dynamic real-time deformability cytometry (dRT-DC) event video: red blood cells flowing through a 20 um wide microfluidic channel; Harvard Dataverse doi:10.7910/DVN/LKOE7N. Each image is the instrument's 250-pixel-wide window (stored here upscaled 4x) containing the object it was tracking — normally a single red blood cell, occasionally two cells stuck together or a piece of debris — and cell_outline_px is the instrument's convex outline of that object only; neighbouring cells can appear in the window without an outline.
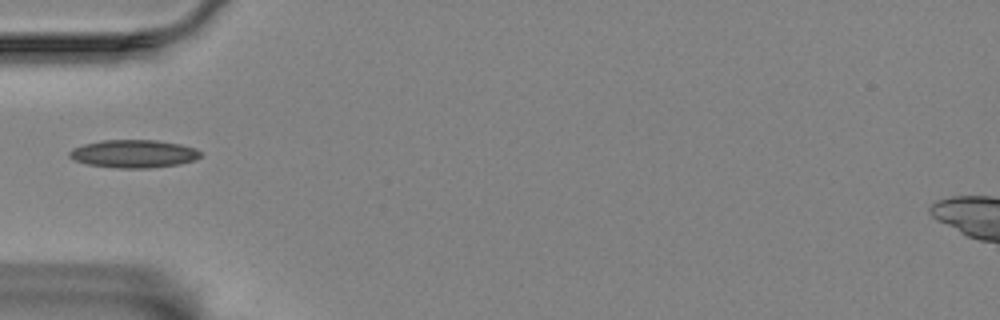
{"species": "Egyptian fruit bat (a non-hibernating species)", "species_latin": "Rousettus aegyptiacus", "temperature_condition": "room temperature", "stored_images_in_passage": 17, "camera_frame_rate_fps": 3000, "um_per_image_px": 0.085, "animal": {"sex": "female"}, "frame": {"image": 1, "passage_image": 1, "time_ms": 0.0, "image_size_px": [1000, 320], "cell_outline_px": [[200, 156], [196, 160], [176, 164], [148, 168], [116, 168], [88, 164], [76, 160], [68, 156], [68, 152], [72, 148], [84, 144], [100, 140], [156, 140], [180, 144], [196, 148], [200, 152]], "centroid_in_image_um": [11.35, 13.06], "position_along_channel_um": 73.7, "area_um2": 21.27}}
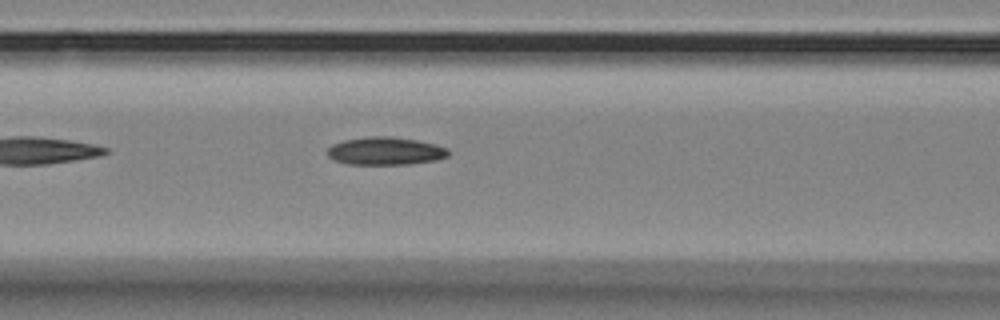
{"frame": {"image": 2, "passage_image": 6, "time_ms": 1.667, "image_size_px": [1000, 320], "cell_outline_px": [[448, 156], [436, 160], [408, 164], [348, 164], [336, 160], [328, 156], [328, 148], [332, 144], [344, 140], [368, 136], [392, 136], [416, 140], [436, 144], [448, 148]], "centroid_in_image_um": [32.77, 12.83], "position_along_channel_um": 133.8, "area_um2": 19.59}}
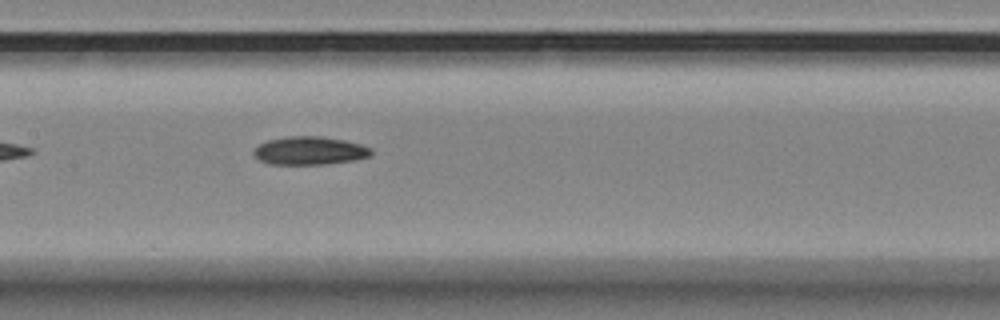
{"frame": {"image": 3, "passage_image": 10, "time_ms": 3.0, "image_size_px": [1000, 320], "cell_outline_px": [[372, 156], [356, 160], [324, 164], [268, 164], [260, 160], [252, 152], [260, 144], [268, 140], [288, 136], [320, 136], [344, 140], [360, 144], [372, 148]], "centroid_in_image_um": [26.36, 12.81], "position_along_channel_um": 181.0, "area_um2": 19.31}}